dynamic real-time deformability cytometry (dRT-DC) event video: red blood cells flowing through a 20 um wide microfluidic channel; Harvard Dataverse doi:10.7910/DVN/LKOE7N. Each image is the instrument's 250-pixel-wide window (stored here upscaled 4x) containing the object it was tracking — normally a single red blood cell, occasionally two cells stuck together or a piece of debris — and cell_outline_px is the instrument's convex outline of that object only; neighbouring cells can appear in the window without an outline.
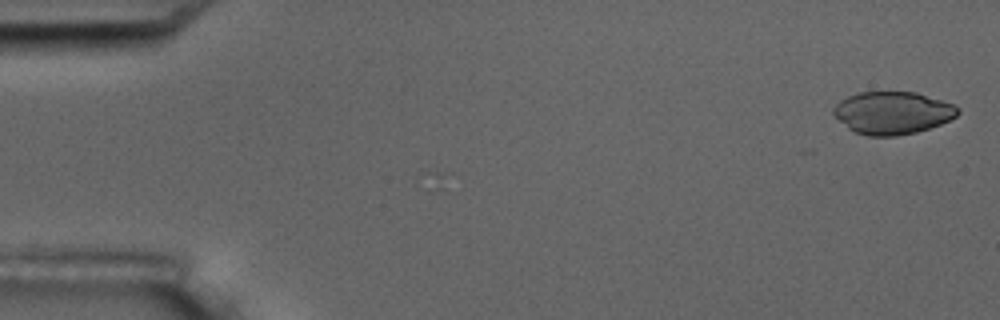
{"species": "common noctule bat (a hibernating species)", "species_latin": "Nyctalus noctula", "temperature_condition": "room temperature", "stored_images_in_passage": 2, "camera_frame_rate_fps": 3000, "um_per_image_px": 0.085, "animal": {"sex": "male", "body_mass_g": 17.5, "forearm_length_mm": 52.3}, "frame": {"image": 1, "passage_image": 2, "time_ms": 1.0, "image_size_px": [1000, 320], "cell_outline_px": [[960, 112], [956, 116], [940, 124], [916, 132], [896, 136], [868, 136], [856, 132], [848, 128], [832, 112], [832, 108], [840, 100], [848, 96], [860, 92], [916, 92], [956, 104], [960, 108]], "centroid_in_image_um": [75.89, 9.58], "position_along_channel_um": 9.1, "area_um2": 30.81}}